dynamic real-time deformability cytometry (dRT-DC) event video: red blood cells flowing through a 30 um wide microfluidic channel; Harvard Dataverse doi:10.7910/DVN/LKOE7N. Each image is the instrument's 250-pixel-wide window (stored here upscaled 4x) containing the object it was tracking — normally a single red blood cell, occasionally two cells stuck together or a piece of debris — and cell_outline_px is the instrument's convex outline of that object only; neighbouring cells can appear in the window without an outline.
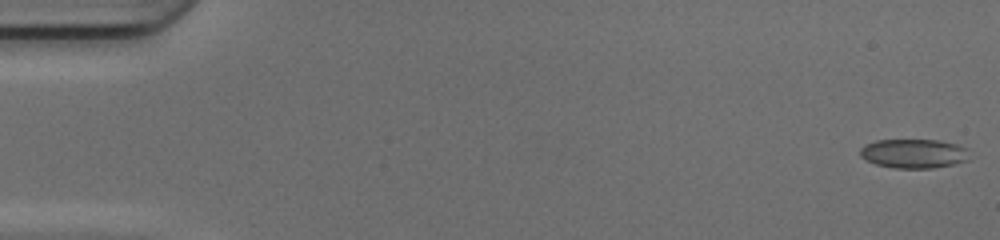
{"species": "common noctule bat (a hibernating species)", "species_latin": "Nyctalus noctula", "temperature_condition": "cold", "stored_images_in_passage": 50, "camera_frame_rate_fps": 3000, "um_per_image_px": 0.085, "animal": {"sex": "female", "body_mass_g": 17.0, "forearm_length_mm": 48.0}, "frame": {"image": 1, "passage_image": 1, "time_ms": 0.0, "image_size_px": [1000, 240], "cell_outline_px": [[968, 160], [952, 164], [932, 168], [896, 168], [876, 164], [860, 156], [860, 148], [864, 144], [876, 140], [936, 140], [956, 144], [964, 148]], "centroid_in_image_um": [77.6, 13.05], "position_along_channel_um": 7.4, "area_um2": 18.26}}
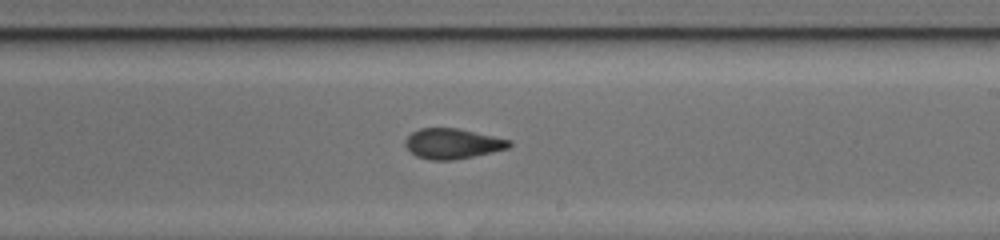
{"frame": {"image": 2, "passage_image": 30, "time_ms": 9.667, "image_size_px": [1000, 240], "cell_outline_px": [[512, 144], [508, 148], [492, 152], [452, 160], [428, 160], [416, 156], [404, 144], [408, 136], [412, 132], [420, 128], [456, 128], [512, 140]], "centroid_in_image_um": [38.47, 12.21], "position_along_channel_um": 250.5, "area_um2": 18.15}}
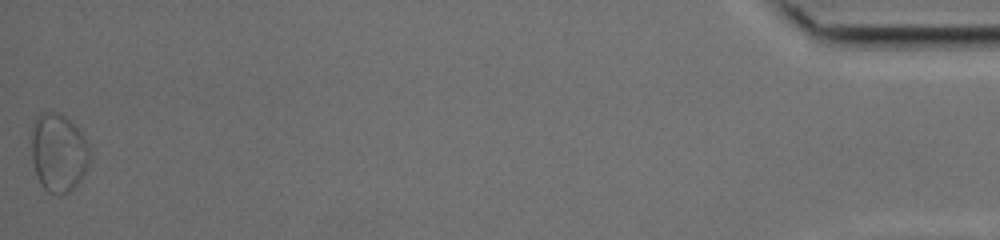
{"frame": {"image": 3, "passage_image": 50, "time_ms": 16.333, "image_size_px": [1000, 240], "cell_outline_px": [[88, 164], [80, 180], [68, 192], [56, 196], [48, 192], [40, 184], [36, 172], [32, 156], [28, 132], [36, 116], [40, 112], [60, 112], [80, 132], [88, 148]], "centroid_in_image_um": [4.88, 12.95], "position_along_channel_um": 430.3, "area_um2": 26.65}, "authors_computed_cell_mechanics": {"area_um2": 18.3804, "velocity_mm_per_s": 4.1829, "shape_relaxation_time_tau1_ms": null, "shape_relaxation_time_tau2_ms": 2.1306, "deformation_change_tau1": null, "deformation_change_tau2": 0.0596}}